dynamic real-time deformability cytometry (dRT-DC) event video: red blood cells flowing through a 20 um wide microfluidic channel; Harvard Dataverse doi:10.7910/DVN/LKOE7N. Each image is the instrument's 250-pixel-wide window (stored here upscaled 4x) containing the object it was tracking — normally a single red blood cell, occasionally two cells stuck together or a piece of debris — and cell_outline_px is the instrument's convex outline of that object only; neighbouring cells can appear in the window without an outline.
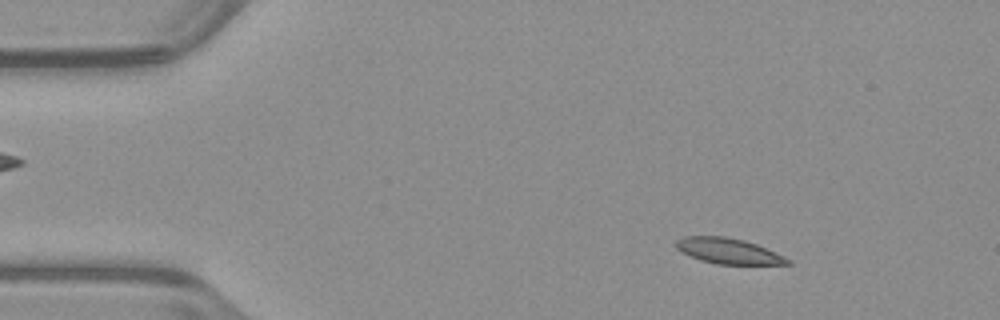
{"species": "common noctule bat (a hibernating species)", "species_latin": "Nyctalus noctula", "temperature_condition": "warm", "stored_images_in_passage": 53, "camera_frame_rate_fps": 3000, "um_per_image_px": 0.085, "animal": {"sex": "male", "body_mass_g": 23.1, "forearm_length_mm": 52.7}, "frame": {"image": 1, "passage_image": 8, "time_ms": 2.333, "image_size_px": [1000, 320], "cell_outline_px": [[792, 264], [716, 264], [700, 260], [676, 248], [676, 240], [684, 236], [724, 236], [744, 240], [756, 244], [776, 252], [792, 260]], "centroid_in_image_um": [61.94, 21.33], "position_along_channel_um": 23.1, "area_um2": 16.53}}
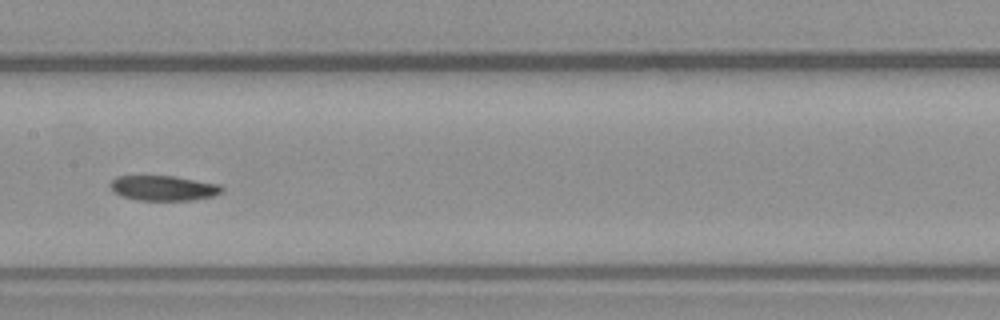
{"frame": {"image": 2, "passage_image": 27, "time_ms": 8.667, "image_size_px": [1000, 320], "cell_outline_px": [[224, 188], [220, 192], [212, 196], [192, 200], [136, 200], [120, 196], [112, 192], [108, 184], [116, 176], [176, 176], [220, 184]], "centroid_in_image_um": [13.84, 15.98], "position_along_channel_um": 193.6, "area_um2": 16.47}}
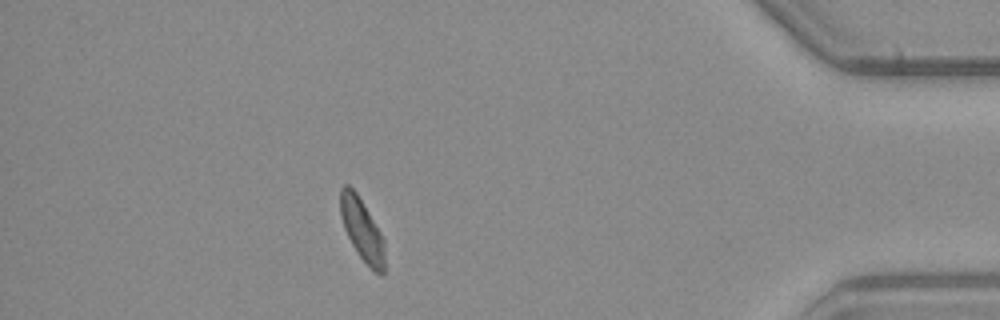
{"frame": {"image": 3, "passage_image": 47, "time_ms": 15.333, "image_size_px": [1000, 320], "cell_outline_px": [[384, 272], [380, 276], [356, 252], [344, 228], [340, 216], [340, 188], [344, 184], [348, 184], [356, 192], [380, 232], [384, 240]], "centroid_in_image_um": [30.75, 19.5], "position_along_channel_um": 404.5, "area_um2": 15.78}}